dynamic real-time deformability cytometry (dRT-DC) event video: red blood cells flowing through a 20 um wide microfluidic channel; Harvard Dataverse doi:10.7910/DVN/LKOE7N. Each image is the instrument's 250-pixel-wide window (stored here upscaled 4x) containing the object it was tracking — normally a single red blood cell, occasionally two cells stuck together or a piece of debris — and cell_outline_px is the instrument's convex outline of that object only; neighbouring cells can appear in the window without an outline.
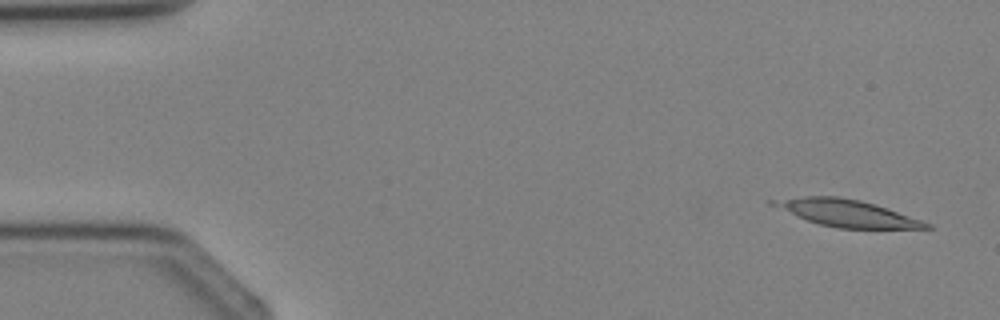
{"species": "Egyptian fruit bat (a non-hibernating species)", "species_latin": "Rousettus aegyptiacus", "temperature_condition": "cold", "stored_images_in_passage": 3, "camera_frame_rate_fps": 3000, "um_per_image_px": 0.085, "animal": {"sex": "female"}, "frame": {"image": 1, "passage_image": 1, "time_ms": 0.0, "image_size_px": [1000, 320], "cell_outline_px": [[932, 228], [840, 228], [820, 224], [808, 220], [768, 204], [764, 200], [804, 196], [836, 196], [860, 200], [932, 224]], "centroid_in_image_um": [71.88, 18.09], "position_along_channel_um": 13.1, "area_um2": 23.41}}
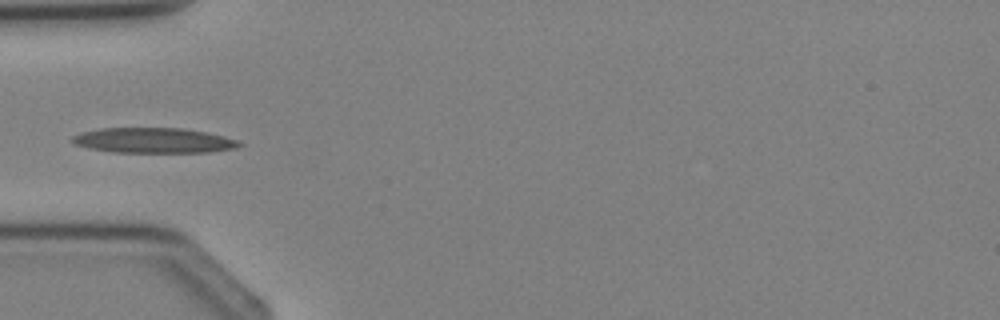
{"frame": {"image": 2, "passage_image": 3, "time_ms": 3.333, "image_size_px": [1000, 320], "cell_outline_px": [[244, 144], [236, 148], [208, 152], [112, 152], [88, 148], [76, 144], [68, 140], [72, 136], [84, 132], [100, 128], [184, 128], [208, 132], [224, 136], [236, 140]], "centroid_in_image_um": [13.06, 11.93], "position_along_channel_um": 71.9, "area_um2": 24.57}}